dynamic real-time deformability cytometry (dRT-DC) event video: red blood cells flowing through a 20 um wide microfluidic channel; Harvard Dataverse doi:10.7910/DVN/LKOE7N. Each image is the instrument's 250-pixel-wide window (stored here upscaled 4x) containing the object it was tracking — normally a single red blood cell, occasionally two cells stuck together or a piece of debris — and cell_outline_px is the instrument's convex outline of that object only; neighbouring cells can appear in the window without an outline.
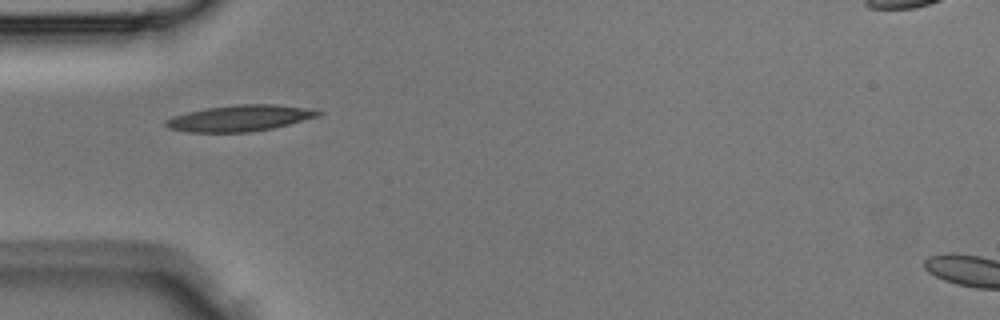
{"species": "Egyptian fruit bat (a non-hibernating species)", "species_latin": "Rousettus aegyptiacus", "temperature_condition": "room temperature", "stored_images_in_passage": 4, "camera_frame_rate_fps": 3000, "um_per_image_px": 0.085, "animal": {"sex": "male"}, "frame": {"image": 1, "passage_image": 4, "time_ms": 1.0, "image_size_px": [1000, 320], "cell_outline_px": [[324, 112], [320, 116], [272, 128], [252, 132], [188, 132], [168, 128], [164, 124], [164, 120], [172, 116], [188, 112], [208, 108], [236, 104], [272, 104], [300, 108]], "centroid_in_image_um": [20.32, 10.05], "position_along_channel_um": 64.7, "area_um2": 22.95}}